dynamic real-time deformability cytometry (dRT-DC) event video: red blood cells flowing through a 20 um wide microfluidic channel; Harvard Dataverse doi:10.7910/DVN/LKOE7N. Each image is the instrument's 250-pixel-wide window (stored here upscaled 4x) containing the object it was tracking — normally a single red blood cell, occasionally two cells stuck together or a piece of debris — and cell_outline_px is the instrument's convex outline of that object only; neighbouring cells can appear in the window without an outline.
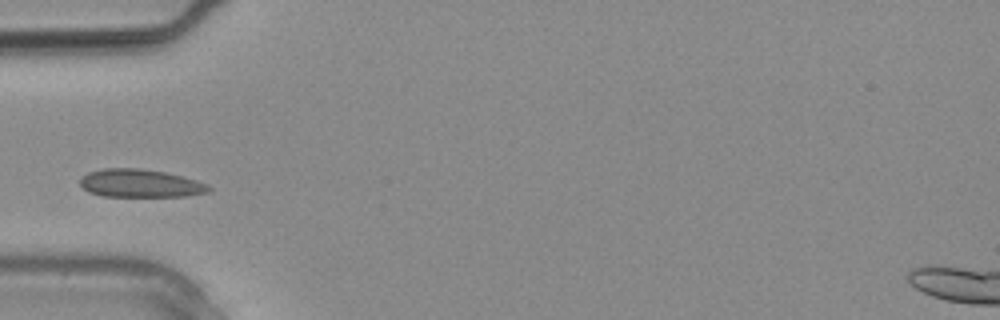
{"species": "common noctule bat (a hibernating species)", "species_latin": "Nyctalus noctula", "temperature_condition": "warm", "stored_images_in_passage": 15, "camera_frame_rate_fps": 3000, "um_per_image_px": 0.085, "animal": {"sex": "male", "body_mass_g": 20.4}, "frame": {"image": 1, "passage_image": 5, "time_ms": 1.333, "image_size_px": [1000, 320], "cell_outline_px": [[212, 188], [208, 192], [188, 196], [104, 196], [88, 192], [80, 184], [80, 180], [88, 172], [104, 168], [140, 168], [164, 172], [196, 180], [208, 184]], "centroid_in_image_um": [11.93, 15.58], "position_along_channel_um": 73.1, "area_um2": 20.92}}